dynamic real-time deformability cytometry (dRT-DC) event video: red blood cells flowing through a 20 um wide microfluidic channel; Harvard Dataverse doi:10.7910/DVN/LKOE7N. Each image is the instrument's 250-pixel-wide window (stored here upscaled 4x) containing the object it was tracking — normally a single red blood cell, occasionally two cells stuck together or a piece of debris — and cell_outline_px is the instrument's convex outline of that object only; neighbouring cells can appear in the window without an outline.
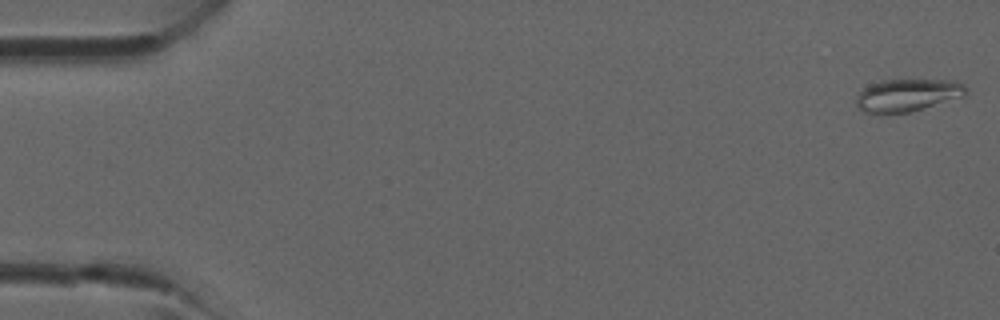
{"species": "common noctule bat (a hibernating species)", "species_latin": "Nyctalus noctula", "temperature_condition": "room temperature", "stored_images_in_passage": 4, "camera_frame_rate_fps": 3000, "um_per_image_px": 0.085, "animal": {"sex": "male", "forearm_length_mm": 52.5}, "frame": {"image": 1, "passage_image": 1, "time_ms": 0.0, "image_size_px": [1000, 320], "cell_outline_px": [[968, 92], [964, 96], [924, 108], [908, 112], [864, 112], [856, 104], [856, 96], [868, 84], [880, 80], [956, 80], [964, 84], [968, 88]], "centroid_in_image_um": [77.17, 8.06], "position_along_channel_um": 7.8, "area_um2": 20.69}}